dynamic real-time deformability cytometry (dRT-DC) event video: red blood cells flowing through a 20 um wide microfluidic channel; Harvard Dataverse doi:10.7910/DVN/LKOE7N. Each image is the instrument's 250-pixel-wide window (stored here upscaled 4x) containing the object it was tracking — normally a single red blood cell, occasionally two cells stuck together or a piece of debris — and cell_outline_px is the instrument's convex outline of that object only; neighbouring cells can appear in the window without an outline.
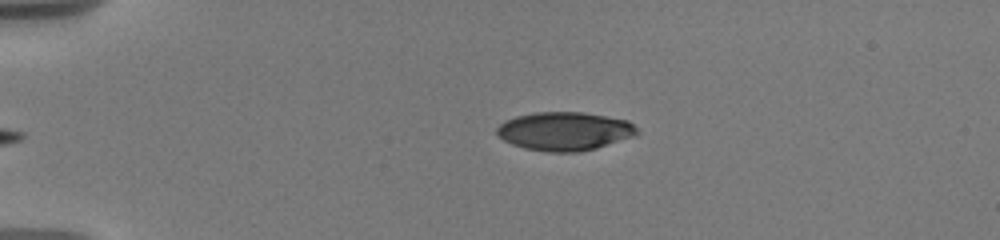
{"species": "human", "species_latin": "Homo sapiens", "temperature_condition": "warm", "stored_images_in_passage": 3, "camera_frame_rate_fps": 3000, "um_per_image_px": 0.085, "donor": {"sex": "male"}, "frame": {"image": 1, "passage_image": 1, "time_ms": 0.0, "image_size_px": [1000, 240], "cell_outline_px": [[640, 132], [632, 136], [596, 148], [580, 152], [548, 152], [524, 148], [512, 144], [504, 140], [496, 132], [496, 128], [504, 120], [516, 116], [536, 112], [584, 112], [628, 120]], "centroid_in_image_um": [47.97, 11.15], "position_along_channel_um": 37.0, "area_um2": 31.39}}